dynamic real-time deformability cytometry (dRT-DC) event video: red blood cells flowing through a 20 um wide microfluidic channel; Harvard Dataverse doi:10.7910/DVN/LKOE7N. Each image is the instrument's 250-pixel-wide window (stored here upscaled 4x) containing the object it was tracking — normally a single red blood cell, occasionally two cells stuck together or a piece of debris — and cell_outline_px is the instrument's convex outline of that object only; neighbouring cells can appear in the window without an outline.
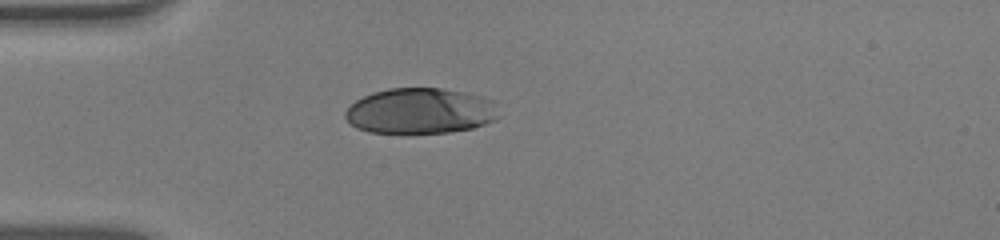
{"species": "human", "species_latin": "Homo sapiens", "temperature_condition": "warm", "stored_images_in_passage": 39, "camera_frame_rate_fps": 3000, "um_per_image_px": 0.085, "donor": {"sex": "male"}, "frame": {"image": 1, "passage_image": 1, "time_ms": 0.0, "image_size_px": [1000, 240], "cell_outline_px": [[496, 120], [472, 128], [448, 132], [368, 132], [356, 128], [344, 116], [344, 112], [356, 100], [372, 92], [388, 88], [440, 88], [464, 92], [480, 96], [492, 100], [496, 116]], "centroid_in_image_um": [35.68, 9.42], "position_along_channel_um": 49.3, "area_um2": 40.34}}
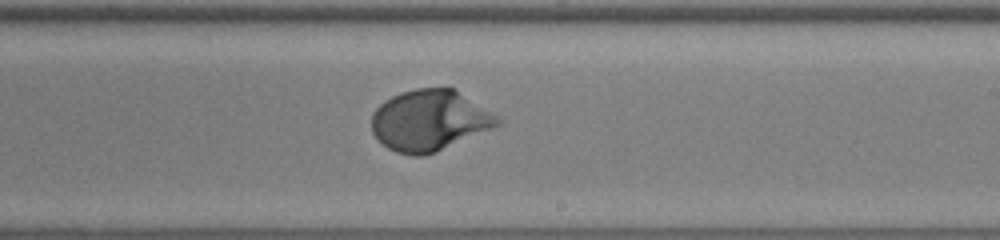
{"frame": {"image": 2, "passage_image": 18, "time_ms": 5.667, "image_size_px": [1000, 240], "cell_outline_px": [[504, 120], [500, 124], [492, 128], [424, 156], [412, 156], [396, 152], [388, 148], [372, 132], [372, 112], [384, 100], [400, 92], [416, 88], [452, 88], [492, 112]], "centroid_in_image_um": [36.49, 10.23], "position_along_channel_um": 252.5, "area_um2": 44.22}}
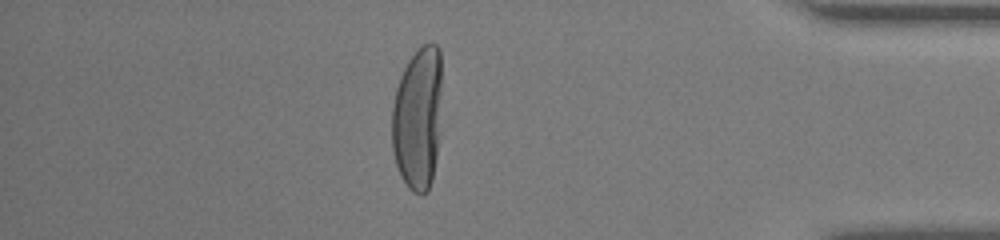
{"frame": {"image": 3, "passage_image": 32, "time_ms": 10.333, "image_size_px": [1000, 240], "cell_outline_px": [[440, 92], [436, 156], [432, 180], [428, 192], [420, 196], [412, 192], [408, 188], [396, 164], [392, 148], [392, 108], [396, 88], [400, 76], [408, 60], [424, 44], [436, 44], [440, 48]], "centroid_in_image_um": [35.48, 10.08], "position_along_channel_um": 399.7, "area_um2": 41.21}, "authors_computed_cell_mechanics": {"area_um2": 44.217, "velocity_mm_per_s": 3.879, "shape_relaxation_time_tau1_ms": 2.8817, "shape_relaxation_time_tau2_ms": null, "deformation_change_tau1": 0.2081, "deformation_change_tau2": null}}